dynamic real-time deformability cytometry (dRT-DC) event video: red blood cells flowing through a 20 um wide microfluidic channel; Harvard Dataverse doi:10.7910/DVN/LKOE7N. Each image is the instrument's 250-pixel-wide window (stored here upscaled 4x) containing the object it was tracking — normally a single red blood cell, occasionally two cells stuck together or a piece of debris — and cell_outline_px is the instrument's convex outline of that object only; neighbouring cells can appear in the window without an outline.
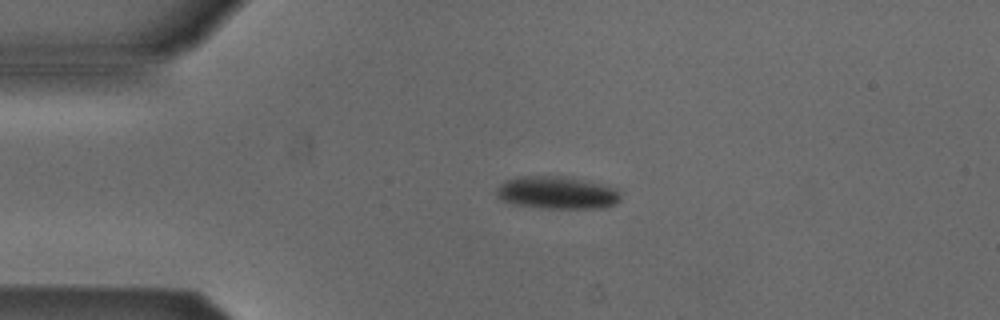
{"species": "Egyptian fruit bat (a non-hibernating species)", "species_latin": "Rousettus aegyptiacus", "temperature_condition": "cold", "stored_images_in_passage": 3, "camera_frame_rate_fps": 3000, "um_per_image_px": 0.085, "animal": {"sex": "male"}, "frame": {"image": 1, "passage_image": 2, "time_ms": 2.333, "image_size_px": [1000, 320], "cell_outline_px": [[620, 200], [616, 204], [604, 208], [540, 208], [512, 204], [500, 200], [496, 196], [496, 188], [504, 180], [516, 176], [564, 176], [588, 180], [616, 188], [620, 192]], "centroid_in_image_um": [47.32, 16.37], "position_along_channel_um": 37.7, "area_um2": 24.1}}